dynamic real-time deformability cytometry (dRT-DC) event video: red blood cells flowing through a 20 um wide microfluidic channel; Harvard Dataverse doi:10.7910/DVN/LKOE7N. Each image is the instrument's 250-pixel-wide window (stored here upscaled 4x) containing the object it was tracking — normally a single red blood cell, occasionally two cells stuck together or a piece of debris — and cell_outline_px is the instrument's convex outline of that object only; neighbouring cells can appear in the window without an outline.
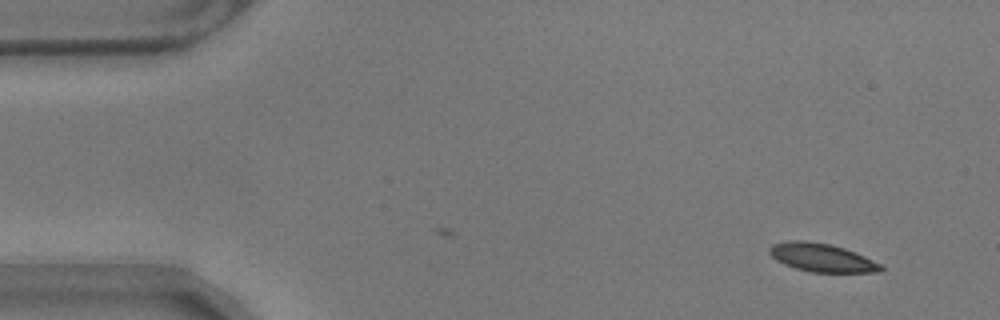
{"species": "common noctule bat (a hibernating species)", "species_latin": "Nyctalus noctula", "temperature_condition": "warm", "stored_images_in_passage": 46, "camera_frame_rate_fps": 3000, "um_per_image_px": 0.085, "animal": {"sex": "male", "body_mass_g": 17.9}, "frame": {"image": 1, "passage_image": 1, "time_ms": 0.0, "image_size_px": [1000, 320], "cell_outline_px": [[884, 268], [880, 272], [812, 272], [796, 268], [784, 264], [776, 260], [768, 252], [768, 248], [772, 244], [788, 240], [804, 240], [832, 244], [844, 248], [864, 256], [880, 264]], "centroid_in_image_um": [69.81, 21.88], "position_along_channel_um": 15.2, "area_um2": 18.38}}
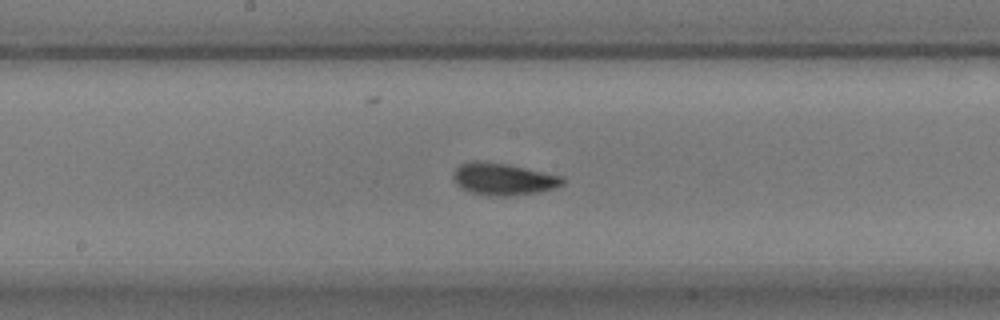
{"frame": {"image": 2, "passage_image": 26, "time_ms": 8.333, "image_size_px": [1000, 320], "cell_outline_px": [[564, 184], [556, 188], [536, 192], [504, 196], [484, 196], [472, 192], [456, 184], [452, 176], [456, 168], [460, 164], [472, 160], [480, 160], [508, 164], [564, 176]], "centroid_in_image_um": [42.78, 15.21], "position_along_channel_um": 205.4, "area_um2": 20.52}}
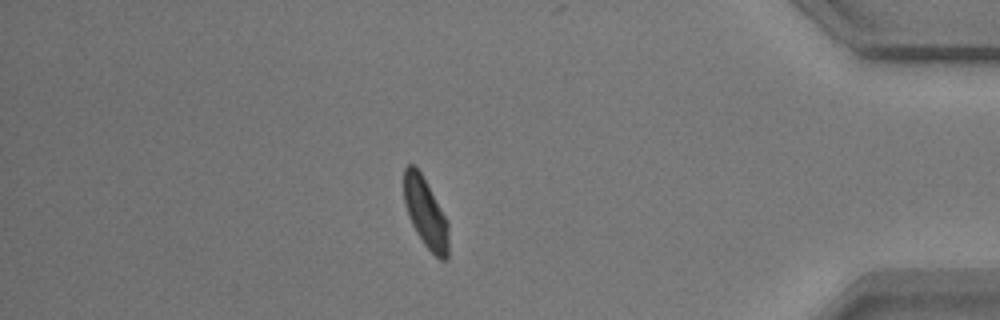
{"frame": {"image": 3, "passage_image": 46, "time_ms": 15.0, "image_size_px": [1000, 320], "cell_outline_px": [[448, 260], [440, 260], [424, 244], [416, 232], [408, 216], [404, 204], [404, 168], [408, 164], [412, 164], [420, 172], [448, 220]], "centroid_in_image_um": [36.17, 18.11], "position_along_channel_um": 399.0, "area_um2": 18.03}, "authors_computed_cell_mechanics": {"area_um2": 19.1029, "velocity_mm_per_s": 3.4966, "shape_relaxation_time_tau1_ms": 3.8964, "shape_relaxation_time_tau2_ms": 2.7932, "deformation_change_tau1": 0.1098, "deformation_change_tau2": 0.0709}}